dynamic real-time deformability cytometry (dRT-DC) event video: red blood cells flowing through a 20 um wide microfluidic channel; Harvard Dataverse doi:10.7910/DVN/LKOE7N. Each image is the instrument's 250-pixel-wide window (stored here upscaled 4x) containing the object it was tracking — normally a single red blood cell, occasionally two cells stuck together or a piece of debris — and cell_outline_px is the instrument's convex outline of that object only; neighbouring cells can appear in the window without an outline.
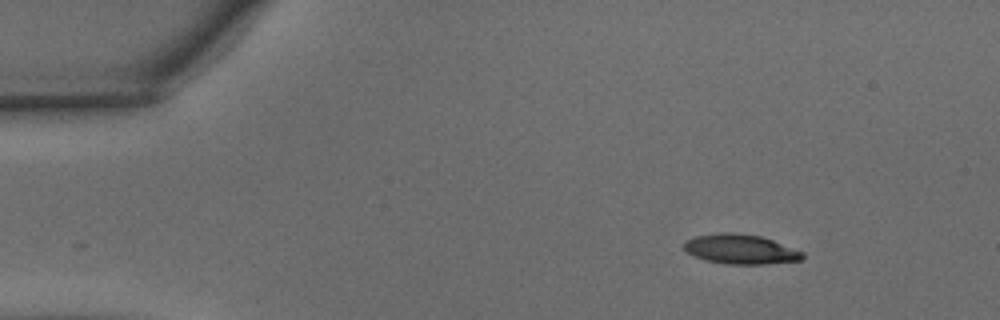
{"species": "common noctule bat (a hibernating species)", "species_latin": "Nyctalus noctula", "temperature_condition": "warm", "stored_images_in_passage": 43, "camera_frame_rate_fps": 3000, "um_per_image_px": 0.085, "animal": {"sex": "male", "body_mass_g": 15.6}, "frame": {"image": 1, "passage_image": 1, "time_ms": 0.0, "image_size_px": [1000, 320], "cell_outline_px": [[804, 256], [800, 260], [768, 264], [728, 264], [704, 260], [684, 252], [680, 244], [684, 240], [696, 236], [720, 232], [732, 232], [760, 236], [772, 240], [804, 252]], "centroid_in_image_um": [62.86, 21.18], "position_along_channel_um": 22.1, "area_um2": 20.75}}
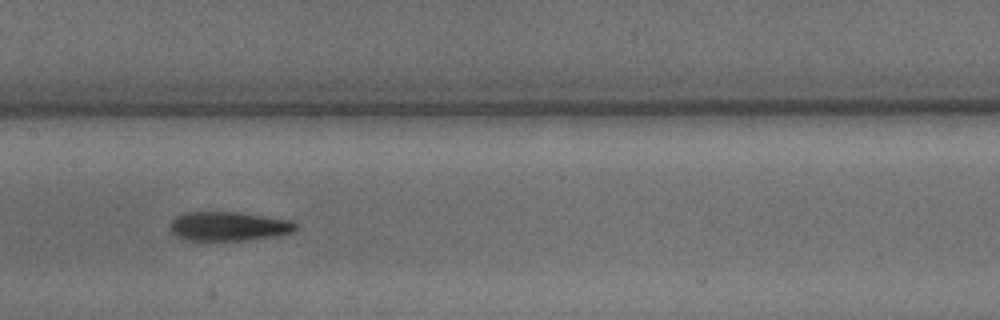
{"frame": {"image": 2, "passage_image": 19, "time_ms": 6.0, "image_size_px": [1000, 320], "cell_outline_px": [[296, 228], [292, 232], [272, 236], [244, 240], [180, 240], [168, 228], [168, 224], [176, 216], [184, 212], [240, 212], [292, 220], [296, 224]], "centroid_in_image_um": [19.36, 19.22], "position_along_channel_um": 188.0, "area_um2": 21.44}}
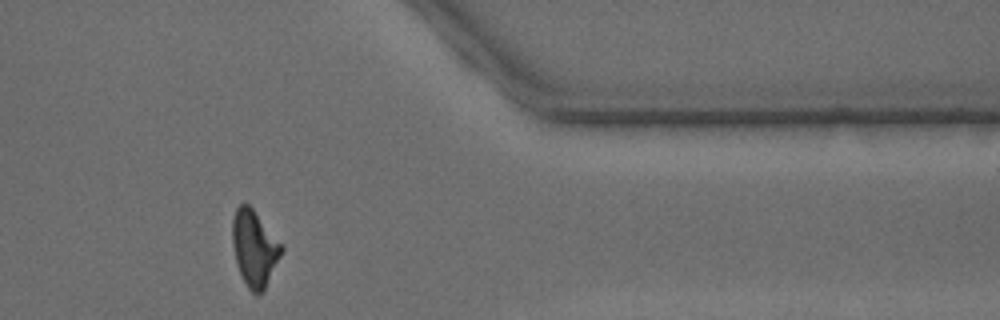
{"frame": {"image": 3, "passage_image": 35, "time_ms": 11.333, "image_size_px": [1000, 320], "cell_outline_px": [[284, 248], [264, 288], [256, 296], [248, 288], [240, 276], [236, 264], [232, 244], [232, 220], [236, 208], [240, 204], [248, 204], [252, 208], [284, 244]], "centroid_in_image_um": [21.61, 21.08], "position_along_channel_um": 389.8, "area_um2": 21.79}, "authors_computed_cell_mechanics": {"area_um2": 21.6172, "velocity_mm_per_s": 4.1447, "shape_relaxation_time_tau1_ms": 5.4155, "shape_relaxation_time_tau2_ms": 3.8118, "deformation_change_tau1": 0.2126, "deformation_change_tau2": 0.1325}}